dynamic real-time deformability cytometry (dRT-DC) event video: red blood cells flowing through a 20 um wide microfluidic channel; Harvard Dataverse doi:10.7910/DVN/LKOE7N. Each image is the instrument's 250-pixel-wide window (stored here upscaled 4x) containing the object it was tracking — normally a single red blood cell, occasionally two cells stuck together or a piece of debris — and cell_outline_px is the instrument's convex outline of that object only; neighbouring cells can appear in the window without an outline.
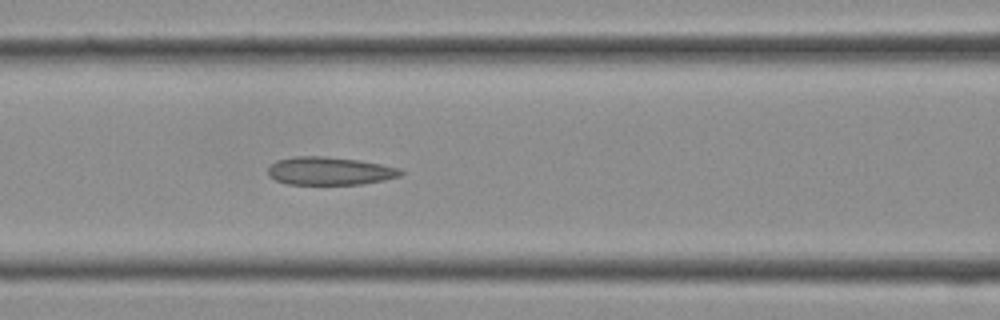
{"species": "Egyptian fruit bat (a non-hibernating species)", "species_latin": "Rousettus aegyptiacus", "temperature_condition": "cold", "stored_images_in_passage": 12, "camera_frame_rate_fps": 3000, "um_per_image_px": 0.085, "frame": {"image": 1, "passage_image": 12, "time_ms": 3.667, "image_size_px": [1000, 320], "cell_outline_px": [[404, 172], [400, 176], [384, 180], [360, 184], [288, 184], [276, 180], [268, 176], [268, 168], [276, 160], [296, 156], [324, 156], [360, 160], [400, 168]], "centroid_in_image_um": [28.02, 14.53], "position_along_channel_um": 138.6, "area_um2": 21.68}}